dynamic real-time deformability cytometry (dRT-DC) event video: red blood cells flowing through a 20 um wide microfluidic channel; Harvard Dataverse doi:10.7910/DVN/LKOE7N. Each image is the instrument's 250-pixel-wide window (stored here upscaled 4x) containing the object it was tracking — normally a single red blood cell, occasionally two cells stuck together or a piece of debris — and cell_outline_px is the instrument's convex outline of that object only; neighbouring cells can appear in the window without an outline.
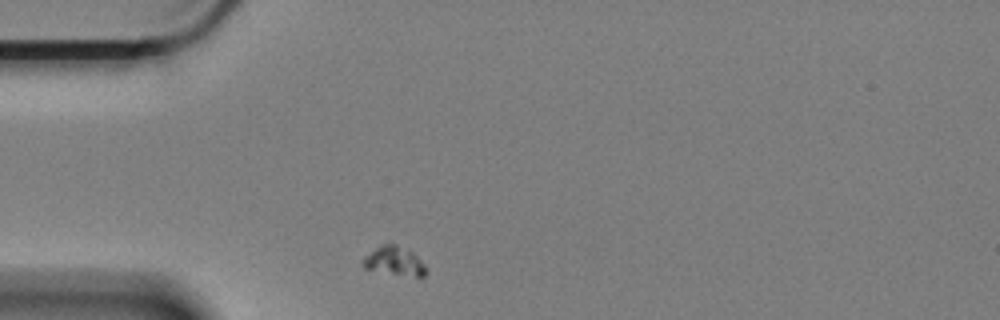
{"species": "Egyptian fruit bat (a non-hibernating species)", "species_latin": "Rousettus aegyptiacus", "temperature_condition": "cold", "stored_images_in_passage": 39, "segment_of_instrument_passage": [1, 2], "camera_frame_rate_fps": 3000, "um_per_image_px": 0.085, "animal": {"sex": "female"}, "frame": {"image": 1, "passage_image": 1, "time_ms": 0.0, "image_size_px": [1000, 320], "cell_outline_px": [[428, 272], [424, 276], [416, 276], [364, 268], [364, 256], [380, 244], [388, 240], [412, 252], [424, 264]], "centroid_in_image_um": [33.52, 22.12], "position_along_channel_um": 51.5, "area_um2": 10.4}}
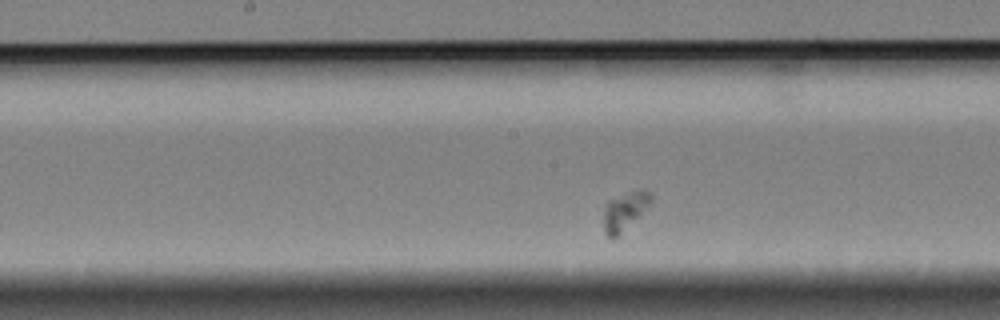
{"frame": {"image": 2, "passage_image": 16, "time_ms": 5.0, "image_size_px": [1000, 320], "cell_outline_px": [[652, 200], [612, 240], [604, 232], [604, 204], [608, 200], [628, 192], [640, 188], [644, 188], [652, 196]], "centroid_in_image_um": [53.04, 17.88], "position_along_channel_um": 195.2, "area_um2": 10.06}}
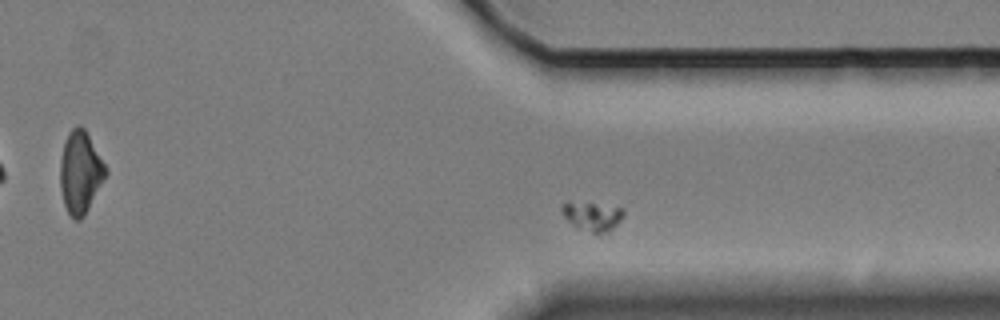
{"frame": {"image": 3, "passage_image": 32, "time_ms": 10.333, "image_size_px": [1000, 320], "cell_outline_px": [[624, 216], [608, 232], [592, 232], [572, 224], [560, 212], [560, 208], [568, 200], [624, 208]], "centroid_in_image_um": [50.33, 18.33], "position_along_channel_um": 361.1, "area_um2": 10.23}}